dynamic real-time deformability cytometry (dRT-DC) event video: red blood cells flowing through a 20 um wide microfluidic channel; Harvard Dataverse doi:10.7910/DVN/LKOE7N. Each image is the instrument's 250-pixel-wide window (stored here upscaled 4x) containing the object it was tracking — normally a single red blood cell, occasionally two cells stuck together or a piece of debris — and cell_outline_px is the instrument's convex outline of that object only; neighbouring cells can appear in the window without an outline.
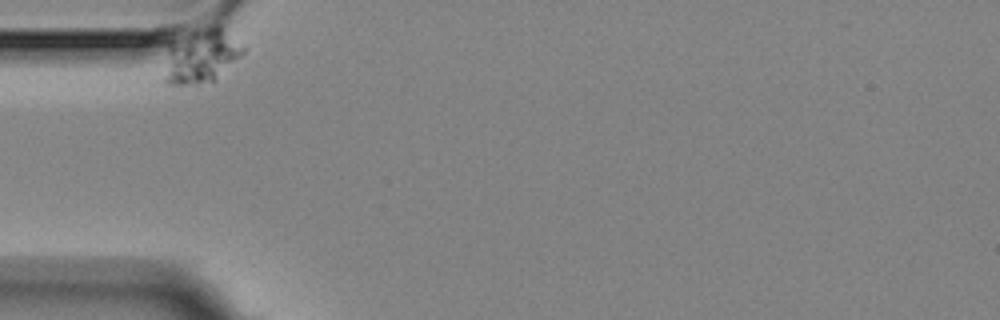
{"species": "Egyptian fruit bat (a non-hibernating species)", "species_latin": "Rousettus aegyptiacus", "temperature_condition": "room temperature", "stored_images_in_passage": 3, "camera_frame_rate_fps": 3000, "um_per_image_px": 0.085, "animal": {"sex": "female"}, "frame": {"image": 1, "passage_image": 1, "time_ms": 0.0, "image_size_px": [1000, 320], "cell_outline_px": [[244, 52], [216, 80], [196, 84], [168, 84], [164, 80], [168, 44], [212, 24], [220, 24], [244, 44]], "centroid_in_image_um": [17.16, 4.75], "position_along_channel_um": 67.8, "area_um2": 24.68}}
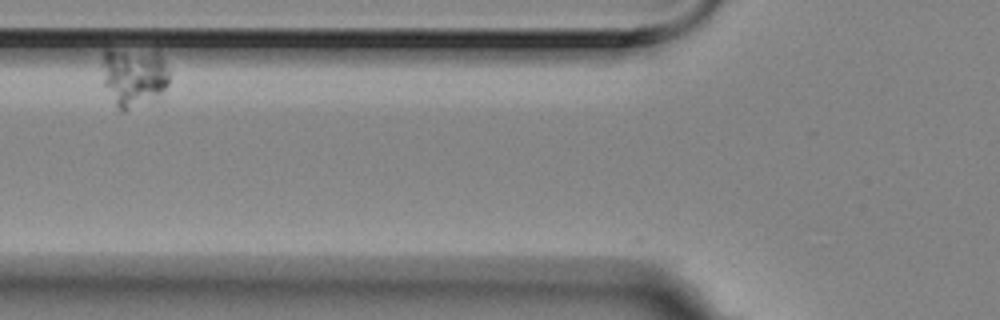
{"frame": {"image": 2, "passage_image": 2, "time_ms": 0.333, "image_size_px": [1000, 320], "cell_outline_px": [[168, 84], [156, 96], [124, 112], [120, 112], [116, 108], [104, 84], [104, 48], [156, 48], [164, 60], [168, 68]], "centroid_in_image_um": [11.37, 6.44], "position_along_channel_um": 114.4, "area_um2": 23.58}}